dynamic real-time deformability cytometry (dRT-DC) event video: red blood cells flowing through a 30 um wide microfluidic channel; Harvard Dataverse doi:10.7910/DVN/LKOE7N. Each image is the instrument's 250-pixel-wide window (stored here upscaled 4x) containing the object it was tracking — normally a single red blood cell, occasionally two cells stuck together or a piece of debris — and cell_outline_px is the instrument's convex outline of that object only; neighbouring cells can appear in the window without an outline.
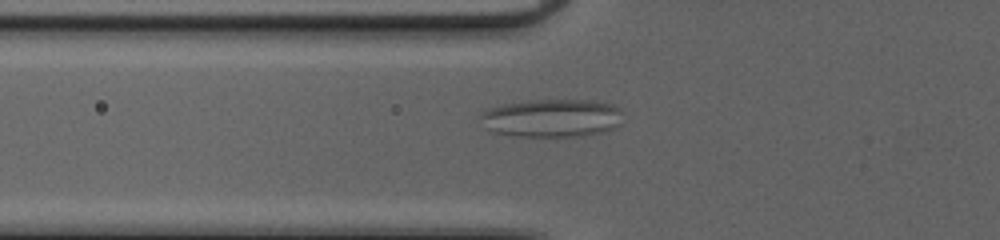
{"species": "common noctule bat (a hibernating species)", "species_latin": "Nyctalus noctula", "temperature_condition": "cold", "stored_images_in_passage": 56, "camera_frame_rate_fps": 3000, "um_per_image_px": 0.085, "animal": {"sex": "female", "body_mass_g": 20.0, "forearm_length_mm": 54.0}, "frame": {"image": 1, "passage_image": 23, "time_ms": 7.333, "image_size_px": [1000, 240], "cell_outline_px": [[620, 124], [604, 132], [580, 136], [516, 136], [492, 132], [484, 128], [480, 116], [480, 112], [488, 108], [504, 104], [528, 100], [592, 100], [612, 104], [620, 112]], "centroid_in_image_um": [46.84, 10.03], "position_along_channel_um": 79.0, "area_um2": 31.67}}
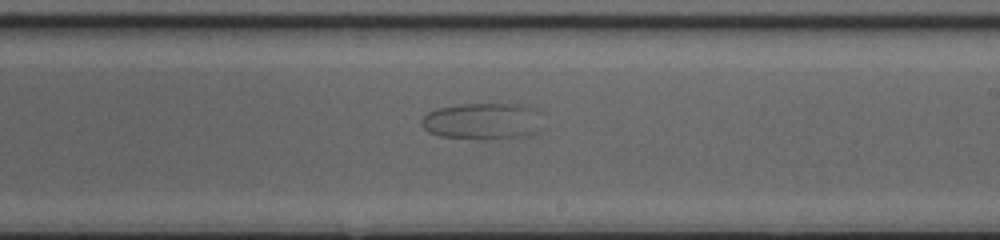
{"frame": {"image": 2, "passage_image": 36, "time_ms": 11.667, "image_size_px": [1000, 240], "cell_outline_px": [[536, 132], [524, 136], [440, 136], [428, 132], [424, 128], [420, 120], [428, 112], [436, 108], [460, 104], [520, 104], [528, 108], [532, 112]], "centroid_in_image_um": [40.81, 10.25], "position_along_channel_um": 248.2, "area_um2": 23.76}}
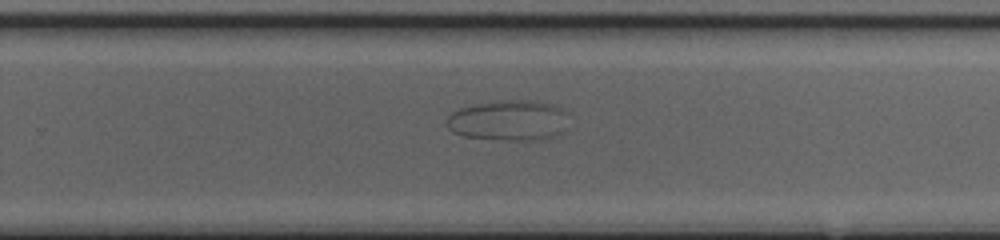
{"frame": {"image": 3, "passage_image": 39, "time_ms": 12.667, "image_size_px": [1000, 240], "cell_outline_px": [[572, 112], [560, 132], [552, 136], [536, 140], [508, 140], [464, 136], [452, 132], [448, 128], [448, 116], [452, 112], [460, 108], [476, 104], [508, 100], [532, 100], [556, 104]], "centroid_in_image_um": [43.3, 10.21], "position_along_channel_um": 286.5, "area_um2": 28.84}}